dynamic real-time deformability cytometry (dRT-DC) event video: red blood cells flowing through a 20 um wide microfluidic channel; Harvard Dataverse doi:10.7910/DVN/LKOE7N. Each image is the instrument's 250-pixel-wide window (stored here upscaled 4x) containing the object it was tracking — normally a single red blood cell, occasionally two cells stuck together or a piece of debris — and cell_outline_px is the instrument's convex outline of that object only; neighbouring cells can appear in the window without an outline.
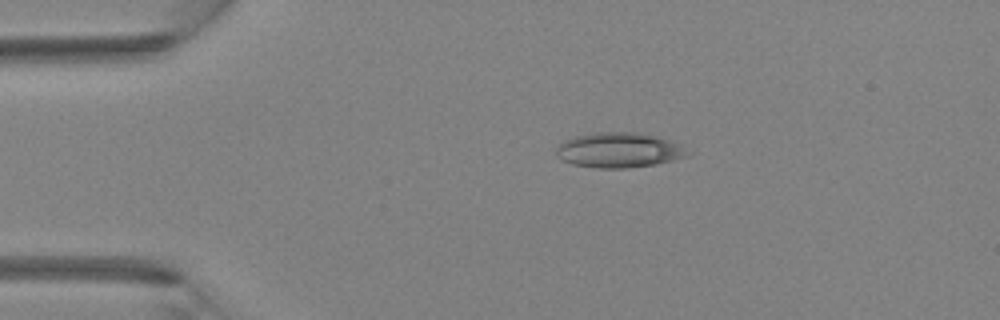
{"species": "Egyptian fruit bat (a non-hibernating species)", "species_latin": "Rousettus aegyptiacus", "temperature_condition": "room temperature", "stored_images_in_passage": 5, "camera_frame_rate_fps": 3000, "um_per_image_px": 0.085, "animal": {"sex": "female"}, "frame": {"image": 1, "passage_image": 3, "time_ms": 0.667, "image_size_px": [1000, 320], "cell_outline_px": [[688, 156], [656, 164], [628, 168], [596, 168], [572, 164], [556, 156], [556, 148], [564, 140], [572, 136], [596, 132], [640, 132], [656, 136], [668, 140], [676, 144], [688, 152]], "centroid_in_image_um": [52.55, 12.75], "position_along_channel_um": 32.5, "area_um2": 26.7}}